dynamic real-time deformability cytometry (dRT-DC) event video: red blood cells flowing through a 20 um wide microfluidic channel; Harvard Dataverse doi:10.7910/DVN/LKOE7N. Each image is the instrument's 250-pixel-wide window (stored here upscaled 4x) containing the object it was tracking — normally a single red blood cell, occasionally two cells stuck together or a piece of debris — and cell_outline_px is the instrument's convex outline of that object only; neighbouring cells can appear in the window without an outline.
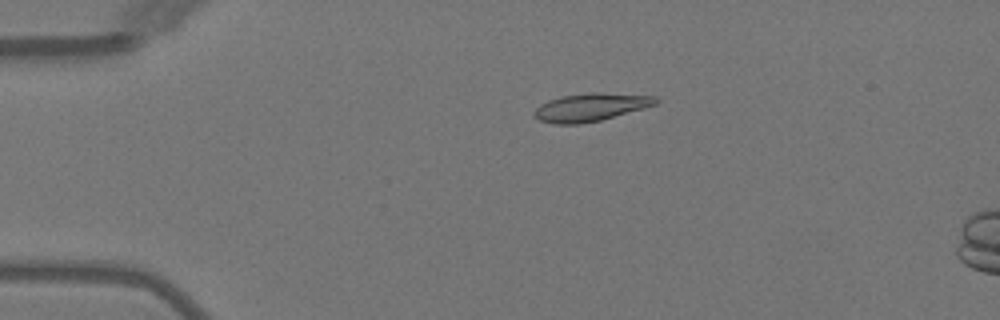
{"species": "Egyptian fruit bat (a non-hibernating species)", "species_latin": "Rousettus aegyptiacus", "temperature_condition": "warm", "stored_images_in_passage": 5, "segment_of_instrument_passage": [1, 2], "camera_frame_rate_fps": 3000, "um_per_image_px": 0.085, "animal": {"sex": "female"}, "frame": {"image": 1, "passage_image": 3, "time_ms": 2.333, "image_size_px": [1000, 320], "cell_outline_px": [[660, 100], [656, 104], [644, 108], [600, 120], [580, 124], [552, 124], [540, 120], [532, 116], [532, 112], [540, 104], [548, 100], [560, 96], [592, 92], [600, 92], [656, 96]], "centroid_in_image_um": [50.17, 9.11], "position_along_channel_um": 34.8, "area_um2": 19.94}}